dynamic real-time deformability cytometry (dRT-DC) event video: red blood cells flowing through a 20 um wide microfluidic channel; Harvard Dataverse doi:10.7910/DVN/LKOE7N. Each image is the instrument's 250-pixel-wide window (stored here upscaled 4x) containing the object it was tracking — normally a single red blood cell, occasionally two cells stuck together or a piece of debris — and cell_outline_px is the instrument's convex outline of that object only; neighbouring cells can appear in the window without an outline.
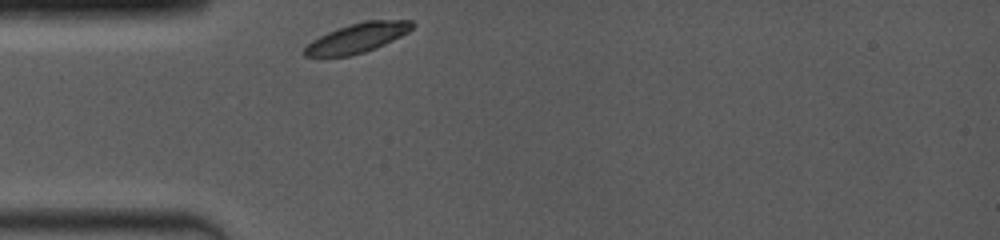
{"species": "common noctule bat (a hibernating species)", "species_latin": "Nyctalus noctula", "temperature_condition": "room temperature", "stored_images_in_passage": 31, "camera_frame_rate_fps": 4000, "um_per_image_px": 0.085, "animal": {"sex": "female", "body_mass_g": 19.0, "forearm_length_mm": 53.3}, "frame": {"image": 1, "passage_image": 1, "time_ms": 0.0, "image_size_px": [1000, 240], "cell_outline_px": [[416, 24], [408, 32], [376, 48], [352, 56], [304, 56], [300, 52], [312, 40], [328, 32], [364, 20], [412, 20]], "centroid_in_image_um": [30.37, 3.23], "position_along_channel_um": 54.6, "area_um2": 18.38}}
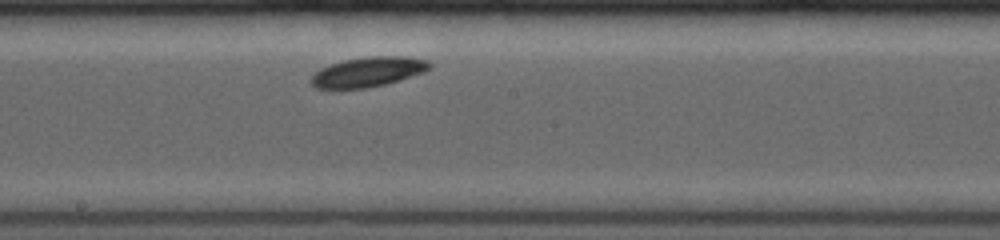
{"frame": {"image": 2, "passage_image": 18, "time_ms": 4.5, "image_size_px": [1000, 240], "cell_outline_px": [[432, 64], [424, 72], [400, 80], [384, 84], [364, 88], [316, 88], [312, 84], [312, 76], [320, 68], [344, 60], [368, 56], [404, 56], [428, 60]], "centroid_in_image_um": [31.31, 6.1], "position_along_channel_um": 216.9, "area_um2": 20.29}}
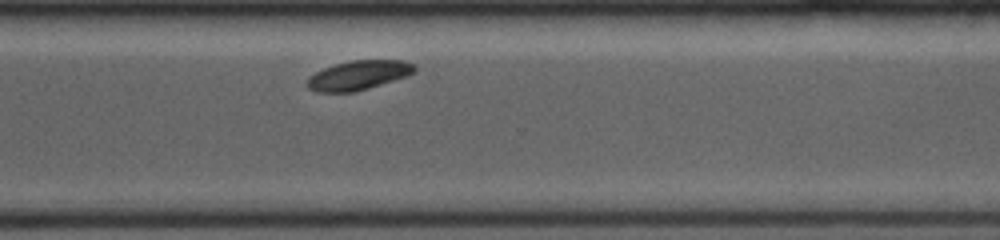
{"frame": {"image": 3, "passage_image": 31, "time_ms": 7.75, "image_size_px": [1000, 240], "cell_outline_px": [[416, 68], [408, 76], [368, 88], [352, 92], [316, 92], [308, 88], [308, 76], [324, 68], [336, 64], [352, 60], [404, 60], [416, 64]], "centroid_in_image_um": [30.49, 6.39], "position_along_channel_um": 340.1, "area_um2": 18.26}}